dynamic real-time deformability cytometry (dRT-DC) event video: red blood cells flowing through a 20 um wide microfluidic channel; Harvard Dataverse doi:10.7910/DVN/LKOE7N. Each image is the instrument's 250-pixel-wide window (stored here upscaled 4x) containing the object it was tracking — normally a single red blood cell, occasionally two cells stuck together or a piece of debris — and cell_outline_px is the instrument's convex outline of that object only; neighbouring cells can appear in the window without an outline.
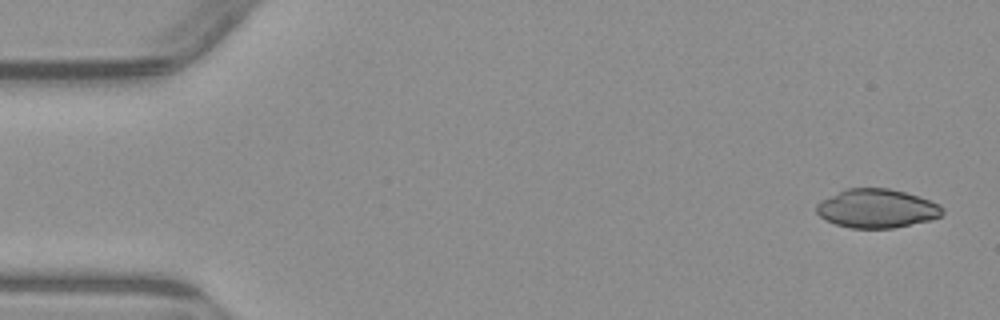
{"species": "common noctule bat (a hibernating species)", "species_latin": "Nyctalus noctula", "temperature_condition": "warm", "stored_images_in_passage": 4, "camera_frame_rate_fps": 3000, "um_per_image_px": 0.085, "animal": {"sex": "male", "body_mass_g": 23.1, "forearm_length_mm": 52.7}, "frame": {"image": 1, "passage_image": 1, "time_ms": 0.0, "image_size_px": [1000, 320], "cell_outline_px": [[944, 212], [940, 216], [932, 220], [892, 228], [852, 228], [836, 224], [824, 220], [816, 212], [816, 204], [820, 200], [848, 188], [888, 188], [904, 192], [940, 204], [944, 208]], "centroid_in_image_um": [74.52, 17.73], "position_along_channel_um": 10.5, "area_um2": 28.44}}